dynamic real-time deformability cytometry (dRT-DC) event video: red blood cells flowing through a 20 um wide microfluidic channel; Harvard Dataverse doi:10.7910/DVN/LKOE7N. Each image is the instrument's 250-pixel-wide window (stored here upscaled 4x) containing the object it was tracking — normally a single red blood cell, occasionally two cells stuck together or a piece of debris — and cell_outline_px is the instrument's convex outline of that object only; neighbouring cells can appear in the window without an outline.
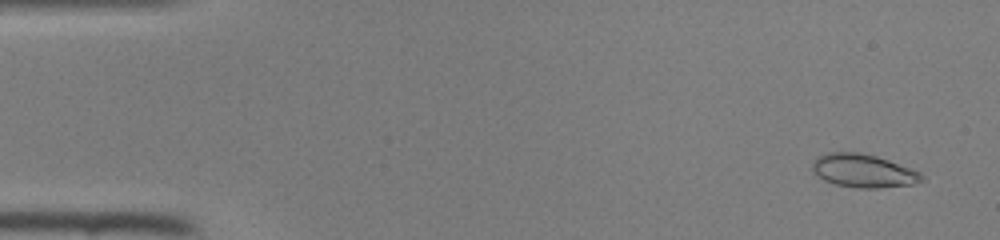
{"species": "common noctule bat (a hibernating species)", "species_latin": "Nyctalus noctula", "temperature_condition": "room temperature", "stored_images_in_passage": 47, "camera_frame_rate_fps": 3000, "um_per_image_px": 0.085, "animal": {"sex": "female", "body_mass_g": 22.0, "forearm_length_mm": 56.7}, "frame": {"image": 1, "passage_image": 3, "time_ms": 0.667, "image_size_px": [1000, 240], "cell_outline_px": [[924, 180], [912, 184], [880, 188], [856, 188], [836, 184], [824, 180], [812, 168], [812, 164], [816, 156], [828, 152], [860, 152], [876, 156], [888, 160], [920, 172], [924, 176]], "centroid_in_image_um": [73.38, 14.51], "position_along_channel_um": 11.6, "area_um2": 21.1}}
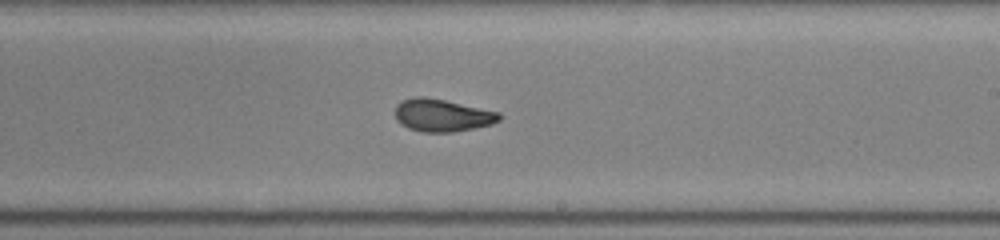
{"frame": {"image": 2, "passage_image": 28, "time_ms": 9.0, "image_size_px": [1000, 240], "cell_outline_px": [[500, 120], [492, 124], [452, 132], [420, 132], [408, 128], [400, 124], [396, 120], [396, 104], [400, 100], [412, 96], [424, 96], [444, 100], [500, 112]], "centroid_in_image_um": [37.53, 9.79], "position_along_channel_um": 251.5, "area_um2": 19.83}}
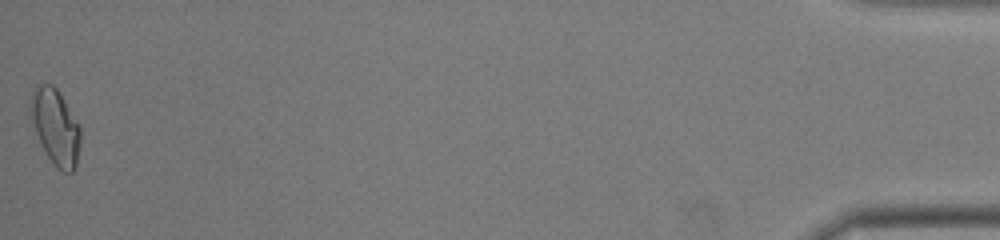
{"frame": {"image": 3, "passage_image": 47, "time_ms": 15.333, "image_size_px": [1000, 240], "cell_outline_px": [[80, 144], [76, 164], [72, 172], [64, 172], [56, 168], [44, 152], [36, 132], [28, 108], [28, 104], [32, 92], [40, 84], [52, 84], [56, 88], [80, 124]], "centroid_in_image_um": [4.71, 10.78], "position_along_channel_um": 430.5, "area_um2": 22.02}}